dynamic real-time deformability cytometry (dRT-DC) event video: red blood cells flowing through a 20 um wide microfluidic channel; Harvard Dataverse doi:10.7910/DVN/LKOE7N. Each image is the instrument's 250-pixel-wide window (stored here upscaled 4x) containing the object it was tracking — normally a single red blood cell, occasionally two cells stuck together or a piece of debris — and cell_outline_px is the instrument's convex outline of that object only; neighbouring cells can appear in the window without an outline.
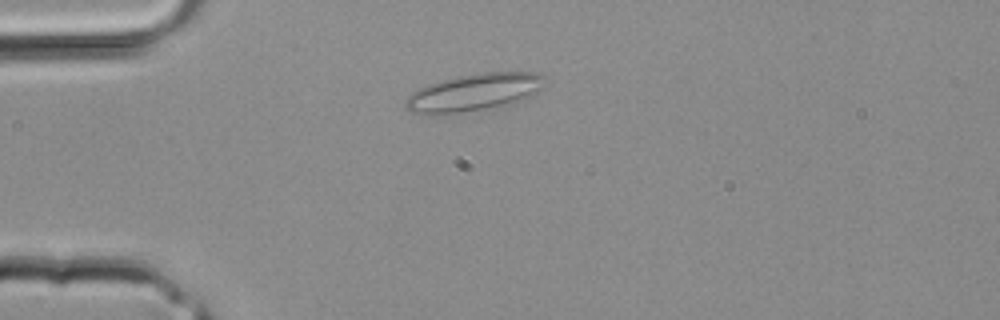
{"species": "common noctule bat (a hibernating species)", "species_latin": "Nyctalus noctula", "temperature_condition": "room temperature", "stored_images_in_passage": 3, "camera_frame_rate_fps": 3000, "um_per_image_px": 0.085, "animal": {"sex": "male", "body_mass_g": 20.4}, "frame": {"image": 1, "passage_image": 2, "time_ms": 0.333, "image_size_px": [1000, 320], "cell_outline_px": [[548, 76], [540, 88], [532, 96], [524, 100], [484, 108], [460, 112], [412, 112], [404, 108], [404, 104], [408, 96], [412, 92], [428, 84], [460, 76], [484, 72], [540, 72]], "centroid_in_image_um": [40.37, 7.81], "position_along_channel_um": 44.6, "area_um2": 29.54}}